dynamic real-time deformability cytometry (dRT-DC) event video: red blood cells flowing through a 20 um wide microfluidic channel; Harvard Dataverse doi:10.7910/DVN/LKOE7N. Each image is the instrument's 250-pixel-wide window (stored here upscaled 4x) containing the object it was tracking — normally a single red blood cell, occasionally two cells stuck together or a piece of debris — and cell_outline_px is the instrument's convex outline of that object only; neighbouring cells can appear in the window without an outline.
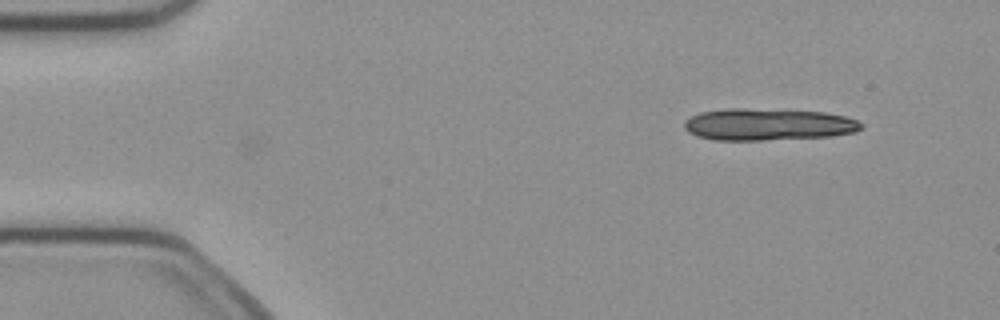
{"species": "common noctule bat (a hibernating species)", "species_latin": "Nyctalus noctula", "temperature_condition": "cold", "stored_images_in_passage": 4, "camera_frame_rate_fps": 3000, "um_per_image_px": 0.085, "animal": {"sex": "female", "body_mass_g": 21.9}, "frame": {"image": 1, "passage_image": 4, "time_ms": 1.0, "image_size_px": [1000, 320], "cell_outline_px": [[864, 128], [856, 132], [832, 136], [764, 140], [712, 140], [696, 136], [688, 132], [684, 128], [684, 120], [700, 112], [728, 108], [744, 108], [824, 112], [844, 116], [856, 120], [864, 124]], "centroid_in_image_um": [65.28, 10.58], "position_along_channel_um": 19.7, "area_um2": 33.12}}